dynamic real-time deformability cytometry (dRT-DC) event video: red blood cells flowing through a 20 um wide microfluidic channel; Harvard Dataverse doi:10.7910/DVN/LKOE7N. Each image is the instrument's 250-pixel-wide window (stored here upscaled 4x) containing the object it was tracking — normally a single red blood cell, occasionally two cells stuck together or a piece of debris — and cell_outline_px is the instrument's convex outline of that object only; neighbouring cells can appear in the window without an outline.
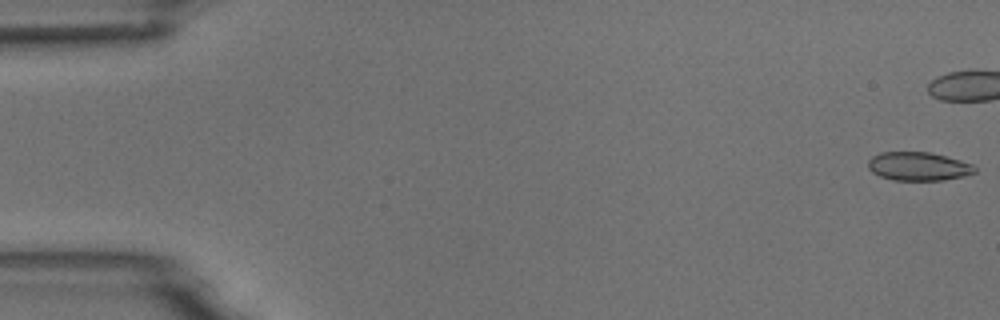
{"species": "common noctule bat (a hibernating species)", "species_latin": "Nyctalus noctula", "temperature_condition": "room temperature", "stored_images_in_passage": 43, "camera_frame_rate_fps": 3000, "um_per_image_px": 0.085, "animal": {"sex": "male", "body_mass_g": 18.8}, "frame": {"image": 1, "passage_image": 1, "time_ms": 0.0, "image_size_px": [1000, 320], "cell_outline_px": [[976, 172], [964, 176], [944, 180], [892, 180], [880, 176], [872, 172], [868, 168], [868, 160], [872, 156], [880, 152], [928, 152], [960, 160], [972, 164], [976, 168]], "centroid_in_image_um": [78.04, 14.14], "position_along_channel_um": 7.0, "area_um2": 17.74}}